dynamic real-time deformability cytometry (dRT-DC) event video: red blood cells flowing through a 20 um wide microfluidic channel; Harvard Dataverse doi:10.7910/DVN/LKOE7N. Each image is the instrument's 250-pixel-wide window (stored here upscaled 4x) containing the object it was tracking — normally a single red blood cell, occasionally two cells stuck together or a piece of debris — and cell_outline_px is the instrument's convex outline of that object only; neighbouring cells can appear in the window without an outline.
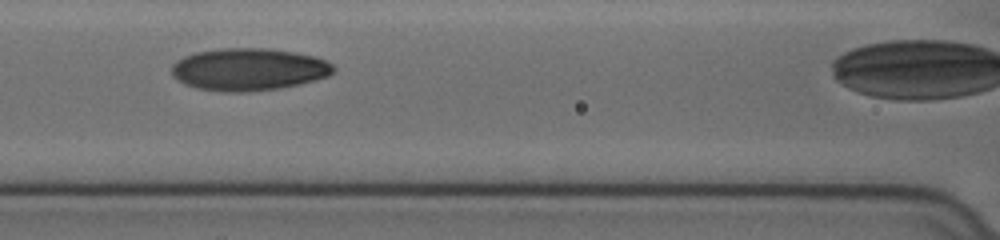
{"species": "human", "species_latin": "Homo sapiens", "temperature_condition": "cold", "stored_images_in_passage": 7, "camera_frame_rate_fps": 3000, "um_per_image_px": 0.085, "donor": {"sex": "female"}, "frame": {"image": 1, "passage_image": 4, "time_ms": 1.0, "image_size_px": [1000, 240], "cell_outline_px": [[336, 68], [328, 76], [280, 88], [240, 92], [224, 92], [196, 88], [184, 84], [176, 80], [172, 76], [172, 64], [176, 60], [184, 56], [196, 52], [220, 48], [264, 48], [296, 52], [312, 56], [324, 60], [332, 64]], "centroid_in_image_um": [21.08, 5.89], "position_along_channel_um": 145.5, "area_um2": 39.82}}
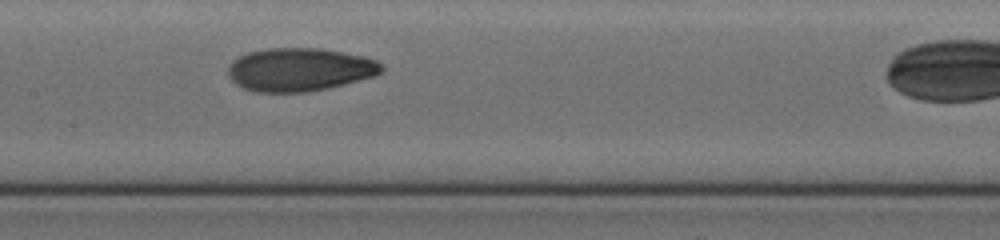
{"frame": {"image": 2, "passage_image": 5, "time_ms": 1.333, "image_size_px": [1000, 240], "cell_outline_px": [[384, 72], [372, 76], [344, 84], [328, 88], [308, 92], [256, 92], [244, 88], [236, 84], [232, 80], [228, 72], [228, 68], [232, 60], [248, 52], [268, 48], [316, 48], [364, 56], [376, 60], [384, 64]], "centroid_in_image_um": [25.48, 5.91], "position_along_channel_um": 181.9, "area_um2": 38.61}}